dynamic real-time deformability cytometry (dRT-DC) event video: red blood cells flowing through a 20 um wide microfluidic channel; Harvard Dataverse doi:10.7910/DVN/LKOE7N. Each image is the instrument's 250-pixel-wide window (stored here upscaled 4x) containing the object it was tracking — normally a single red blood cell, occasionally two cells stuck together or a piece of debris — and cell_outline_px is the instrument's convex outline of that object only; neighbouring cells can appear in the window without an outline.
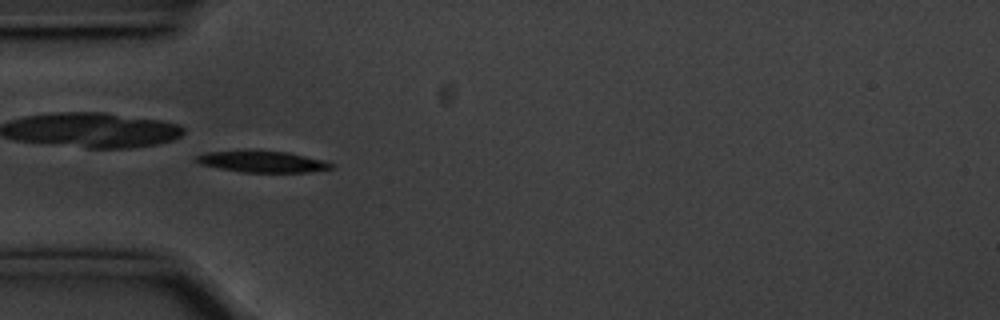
{"species": "common noctule bat (a hibernating species)", "species_latin": "Nyctalus noctula", "temperature_condition": "cold", "stored_images_in_passage": 55, "camera_frame_rate_fps": 3000, "um_per_image_px": 0.085, "animal": {"sex": "male", "body_mass_g": 20.1, "forearm_length_mm": 53.5}, "frame": {"image": 1, "passage_image": 16, "time_ms": 5.0, "image_size_px": [1000, 320], "cell_outline_px": [[332, 168], [308, 172], [240, 172], [200, 164], [192, 160], [196, 156], [204, 152], [248, 148], [288, 152], [324, 160], [332, 164]], "centroid_in_image_um": [22.19, 13.69], "position_along_channel_um": 62.8, "area_um2": 17.46}, "authors_computed_cell_mechanics": {"area_um2": 16.7042, "velocity_mm_per_s": 3.5468, "shape_relaxation_time_tau1_ms": 2.8471, "shape_relaxation_time_tau2_ms": null, "deformation_change_tau1": 0.1217, "deformation_change_tau2": null}}